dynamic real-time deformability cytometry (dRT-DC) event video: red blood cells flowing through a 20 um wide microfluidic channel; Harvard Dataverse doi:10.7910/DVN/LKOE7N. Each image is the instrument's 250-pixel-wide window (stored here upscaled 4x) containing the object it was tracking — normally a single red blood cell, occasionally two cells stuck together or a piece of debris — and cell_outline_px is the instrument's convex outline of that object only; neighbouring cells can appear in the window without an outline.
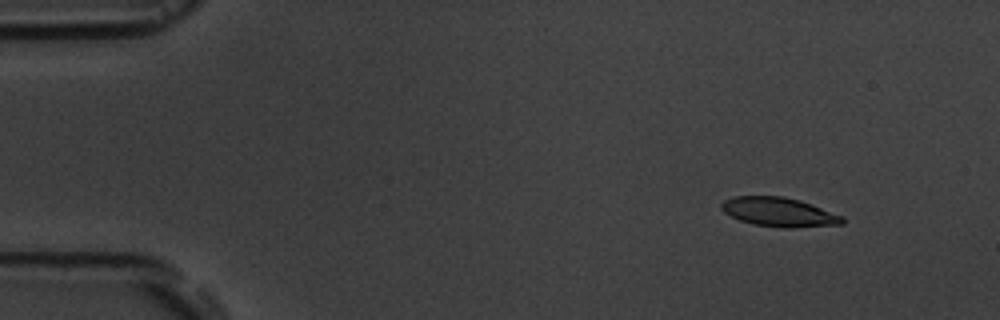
{"species": "common noctule bat (a hibernating species)", "species_latin": "Nyctalus noctula", "temperature_condition": "room temperature", "stored_images_in_passage": 5, "segment_of_instrument_passage": [1, 2], "camera_frame_rate_fps": 3000, "um_per_image_px": 0.085, "animal": {"sex": "male", "body_mass_g": 19.5, "forearm_length_mm": 54.6}, "frame": {"image": 1, "passage_image": 2, "time_ms": 1.0, "image_size_px": [1000, 320], "cell_outline_px": [[844, 224], [792, 228], [784, 228], [752, 224], [740, 220], [724, 212], [720, 208], [720, 204], [724, 200], [732, 196], [784, 196], [800, 200], [844, 216]], "centroid_in_image_um": [66.22, 18.02], "position_along_channel_um": 18.8, "area_um2": 20.69}}